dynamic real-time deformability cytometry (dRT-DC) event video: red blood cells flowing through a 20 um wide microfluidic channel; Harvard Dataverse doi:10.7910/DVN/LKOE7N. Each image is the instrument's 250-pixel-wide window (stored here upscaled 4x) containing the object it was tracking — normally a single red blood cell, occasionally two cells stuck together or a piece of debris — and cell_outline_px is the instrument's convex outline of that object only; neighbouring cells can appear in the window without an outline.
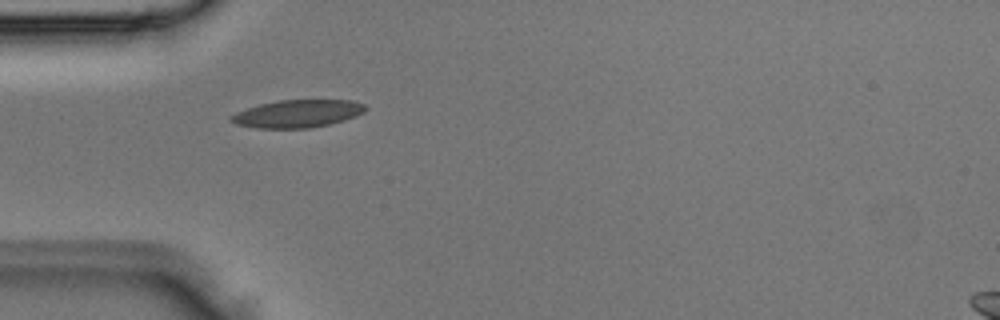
{"species": "Egyptian fruit bat (a non-hibernating species)", "species_latin": "Rousettus aegyptiacus", "temperature_condition": "room temperature", "stored_images_in_passage": 3, "camera_frame_rate_fps": 3000, "um_per_image_px": 0.085, "animal": {"sex": "male"}, "frame": {"image": 1, "passage_image": 3, "time_ms": 0.667, "image_size_px": [1000, 320], "cell_outline_px": [[368, 108], [364, 112], [356, 116], [332, 124], [308, 128], [256, 128], [236, 124], [228, 120], [228, 116], [236, 112], [260, 104], [280, 100], [348, 100], [364, 104]], "centroid_in_image_um": [25.28, 9.67], "position_along_channel_um": 59.7, "area_um2": 21.73}}